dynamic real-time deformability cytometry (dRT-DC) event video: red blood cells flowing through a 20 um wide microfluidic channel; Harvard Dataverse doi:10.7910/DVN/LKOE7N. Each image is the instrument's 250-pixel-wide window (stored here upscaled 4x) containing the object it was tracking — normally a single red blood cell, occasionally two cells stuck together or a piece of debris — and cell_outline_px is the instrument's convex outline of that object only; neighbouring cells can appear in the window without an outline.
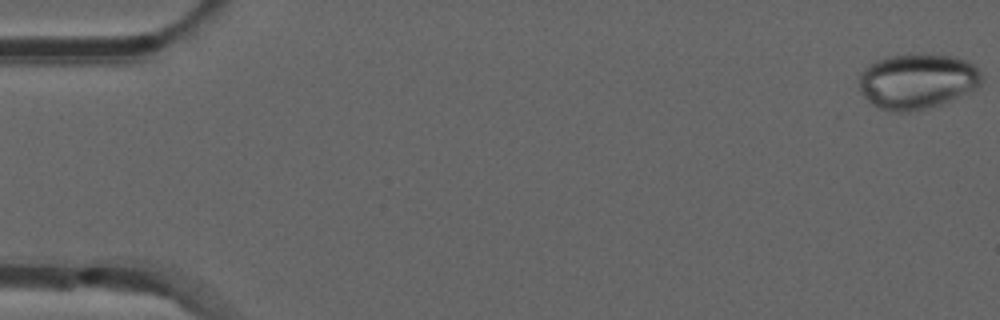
{"species": "common noctule bat (a hibernating species)", "species_latin": "Nyctalus noctula", "temperature_condition": "room temperature", "stored_images_in_passage": 53, "camera_frame_rate_fps": 3000, "um_per_image_px": 0.085, "animal": {"sex": "male", "forearm_length_mm": 52.5}, "frame": {"image": 1, "passage_image": 1, "time_ms": 0.0, "image_size_px": [1000, 320], "cell_outline_px": [[984, 80], [980, 88], [940, 104], [928, 108], [908, 112], [892, 112], [880, 108], [872, 104], [860, 92], [860, 72], [864, 68], [876, 60], [892, 56], [956, 56], [968, 60], [980, 72]], "centroid_in_image_um": [78.0, 6.94], "position_along_channel_um": 7.0, "area_um2": 39.25}}
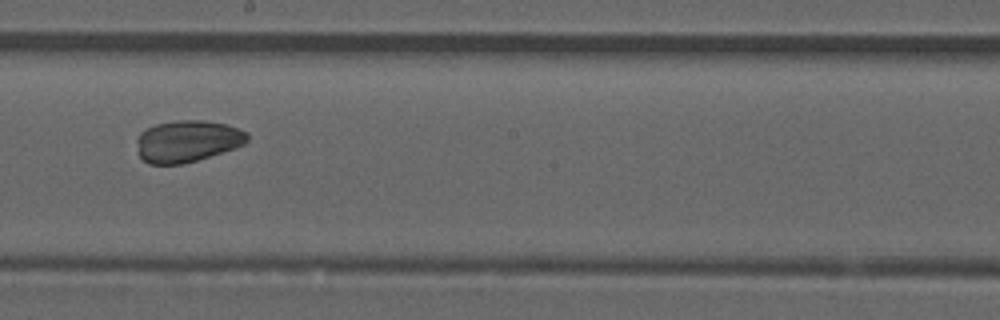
{"frame": {"image": 2, "passage_image": 30, "time_ms": 9.667, "image_size_px": [1000, 320], "cell_outline_px": [[248, 140], [244, 144], [236, 148], [184, 164], [148, 164], [140, 156], [136, 140], [140, 132], [156, 124], [176, 120], [200, 120], [224, 124], [248, 132]], "centroid_in_image_um": [15.92, 12.0], "position_along_channel_um": 232.3, "area_um2": 26.82}}
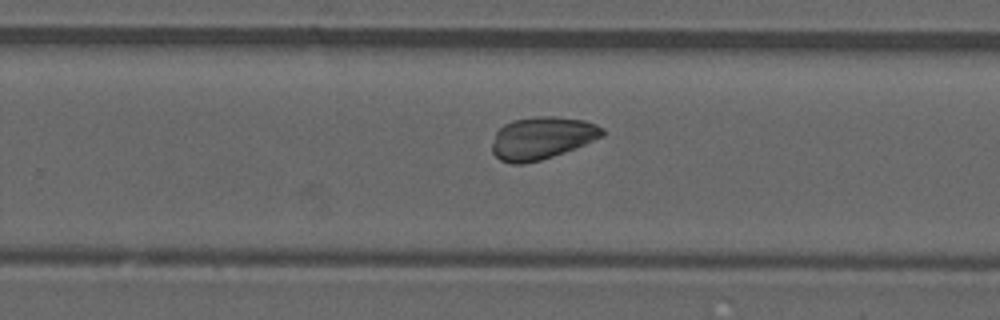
{"frame": {"image": 3, "passage_image": 34, "time_ms": 11.0, "image_size_px": [1000, 320], "cell_outline_px": [[604, 136], [564, 152], [540, 160], [524, 164], [512, 164], [500, 160], [492, 152], [492, 144], [496, 132], [504, 124], [512, 120], [536, 116], [552, 116], [584, 120], [596, 124], [604, 128]], "centroid_in_image_um": [46.05, 11.73], "position_along_channel_um": 283.7, "area_um2": 27.22}, "authors_computed_cell_mechanics": {"area_um2": 29.0156, "velocity_mm_per_s": 3.8636, "shape_relaxation_time_tau1_ms": null, "shape_relaxation_time_tau2_ms": 4.3568, "deformation_change_tau1": null, "deformation_change_tau2": 0.0846}}